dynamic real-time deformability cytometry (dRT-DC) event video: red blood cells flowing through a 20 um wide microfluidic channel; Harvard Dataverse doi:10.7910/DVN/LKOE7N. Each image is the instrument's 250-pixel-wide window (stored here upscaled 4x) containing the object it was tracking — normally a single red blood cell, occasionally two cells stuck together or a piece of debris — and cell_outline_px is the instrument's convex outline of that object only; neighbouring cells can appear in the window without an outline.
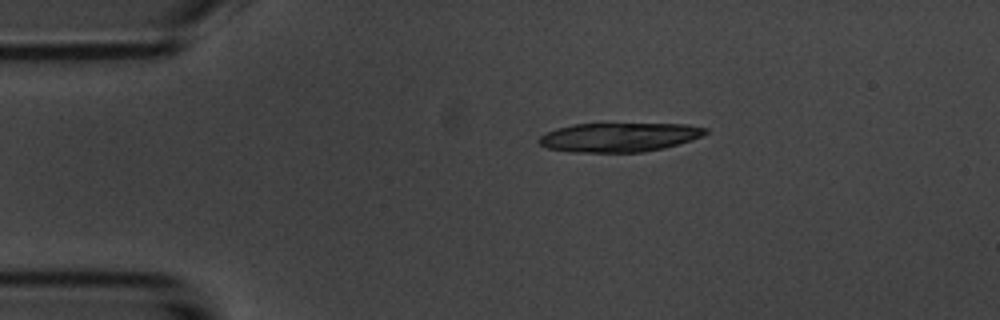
{"species": "common noctule bat (a hibernating species)", "species_latin": "Nyctalus noctula", "temperature_condition": "room temperature", "stored_images_in_passage": 44, "camera_frame_rate_fps": 3000, "um_per_image_px": 0.085, "animal": {"sex": "male", "body_mass_g": 20.1, "forearm_length_mm": 53.5}, "frame": {"image": 1, "passage_image": 1, "time_ms": 0.0, "image_size_px": [1000, 320], "cell_outline_px": [[708, 132], [692, 140], [664, 148], [644, 152], [572, 152], [548, 148], [540, 144], [536, 140], [540, 136], [556, 128], [572, 124], [688, 124], [708, 128]], "centroid_in_image_um": [52.63, 11.66], "position_along_channel_um": 32.4, "area_um2": 28.21}, "authors_computed_cell_mechanics": {"area_um2": 18.8717, "velocity_mm_per_s": 3.7248, "shape_relaxation_time_tau1_ms": 4.4551, "shape_relaxation_time_tau2_ms": 3.3885, "deformation_change_tau1": 0.1697, "deformation_change_tau2": 0.1055}}